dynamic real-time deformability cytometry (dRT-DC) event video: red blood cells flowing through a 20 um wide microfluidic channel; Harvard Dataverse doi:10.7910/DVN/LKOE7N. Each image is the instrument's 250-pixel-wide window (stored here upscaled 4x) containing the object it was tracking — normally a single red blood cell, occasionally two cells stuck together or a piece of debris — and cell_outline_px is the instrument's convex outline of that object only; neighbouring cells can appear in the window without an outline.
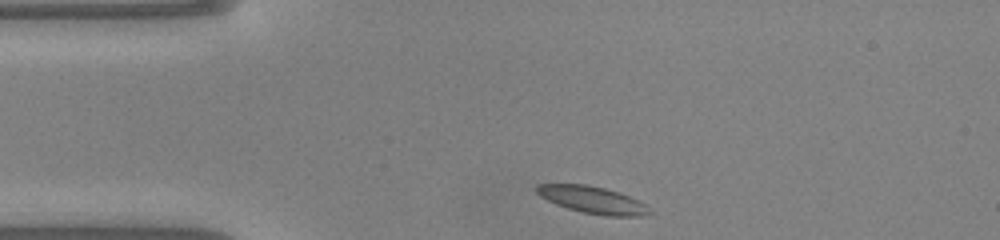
{"species": "common noctule bat (a hibernating species)", "species_latin": "Nyctalus noctula", "temperature_condition": "warm", "stored_images_in_passage": 41, "camera_frame_rate_fps": 3000, "um_per_image_px": 0.085, "animal": {"sex": "male", "body_mass_g": 20.0, "forearm_length_mm": 53.3}, "frame": {"image": 1, "passage_image": 1, "time_ms": 0.0, "image_size_px": [1000, 240], "cell_outline_px": [[652, 212], [640, 216], [608, 216], [584, 212], [568, 208], [556, 204], [540, 196], [536, 192], [536, 184], [584, 184], [604, 188], [628, 196], [644, 204]], "centroid_in_image_um": [50.32, 16.98], "position_along_channel_um": 34.7, "area_um2": 17.34}}
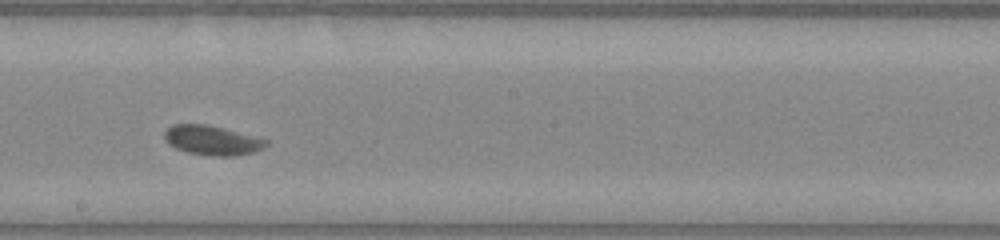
{"frame": {"image": 2, "passage_image": 18, "time_ms": 5.667, "image_size_px": [1000, 240], "cell_outline_px": [[268, 144], [264, 148], [252, 152], [232, 156], [212, 156], [188, 152], [176, 148], [168, 144], [164, 140], [164, 132], [172, 124], [208, 124], [268, 140]], "centroid_in_image_um": [18.0, 11.92], "position_along_channel_um": 230.2, "area_um2": 17.4}}
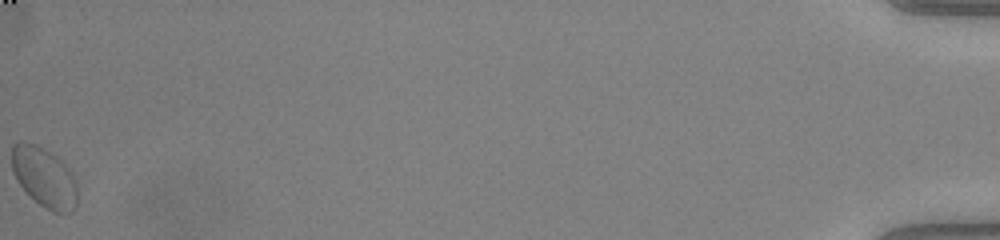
{"frame": {"image": 3, "passage_image": 41, "time_ms": 13.333, "image_size_px": [1000, 240], "cell_outline_px": [[76, 208], [72, 212], [52, 212], [40, 204], [16, 180], [12, 168], [12, 148], [16, 144], [24, 140], [48, 152], [64, 164], [72, 172], [76, 184]], "centroid_in_image_um": [3.77, 15.09], "position_along_channel_um": 431.4, "area_um2": 22.2}, "authors_computed_cell_mechanics": {"area_um2": 17.3978, "velocity_mm_per_s": 4.0211, "shape_relaxation_time_tau1_ms": 1.6568, "shape_relaxation_time_tau2_ms": 2.3122, "deformation_change_tau1": 0.0907, "deformation_change_tau2": 0.0503}}